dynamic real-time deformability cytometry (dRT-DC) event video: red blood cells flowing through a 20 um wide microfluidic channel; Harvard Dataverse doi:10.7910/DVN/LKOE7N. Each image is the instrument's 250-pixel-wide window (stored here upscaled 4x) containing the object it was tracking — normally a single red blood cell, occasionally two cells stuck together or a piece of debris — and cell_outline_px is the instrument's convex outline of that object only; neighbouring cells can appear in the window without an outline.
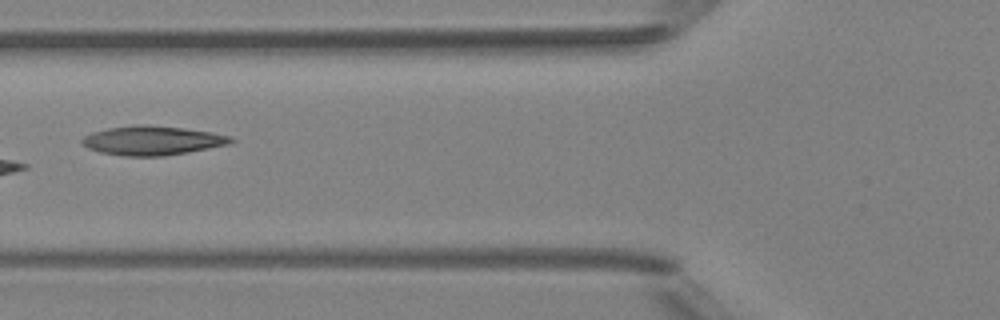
{"species": "Egyptian fruit bat (a non-hibernating species)", "species_latin": "Rousettus aegyptiacus", "temperature_condition": "room temperature", "stored_images_in_passage": 5, "camera_frame_rate_fps": 3000, "um_per_image_px": 0.085, "animal": {"sex": "female"}, "frame": {"image": 1, "passage_image": 5, "time_ms": 5.333, "image_size_px": [1000, 320], "cell_outline_px": [[236, 140], [228, 144], [188, 152], [164, 156], [120, 156], [100, 152], [88, 148], [80, 144], [80, 140], [84, 136], [92, 132], [108, 128], [140, 124], [148, 124], [184, 128], [212, 132], [232, 136]], "centroid_in_image_um": [12.93, 11.94], "position_along_channel_um": 112.9, "area_um2": 25.49}}